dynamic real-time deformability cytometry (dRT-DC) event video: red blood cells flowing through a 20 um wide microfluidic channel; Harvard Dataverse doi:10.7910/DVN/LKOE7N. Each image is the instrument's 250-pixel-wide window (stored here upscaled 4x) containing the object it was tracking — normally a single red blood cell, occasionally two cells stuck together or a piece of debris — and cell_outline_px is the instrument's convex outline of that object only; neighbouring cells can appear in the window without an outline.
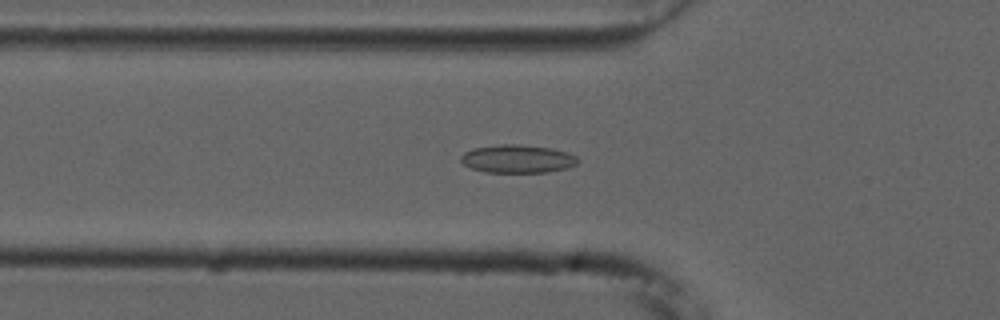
{"species": "common noctule bat (a hibernating species)", "species_latin": "Nyctalus noctula", "temperature_condition": "cold", "stored_images_in_passage": 54, "camera_frame_rate_fps": 3000, "um_per_image_px": 0.085, "animal": {"sex": "male", "forearm_length_mm": 52.5}, "frame": {"image": 1, "passage_image": 18, "time_ms": 5.667, "image_size_px": [1000, 320], "cell_outline_px": [[580, 160], [576, 164], [568, 168], [548, 172], [484, 172], [472, 168], [464, 164], [460, 160], [460, 156], [464, 152], [472, 148], [500, 144], [516, 144], [552, 148], [568, 152], [576, 156]], "centroid_in_image_um": [44.0, 13.5], "position_along_channel_um": 81.8, "area_um2": 19.31}}
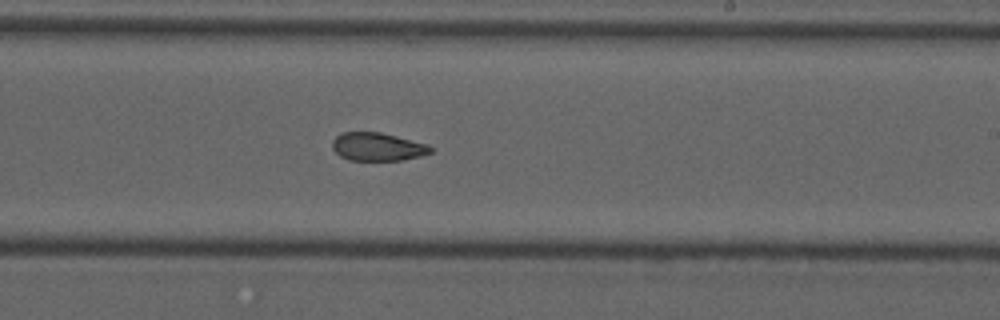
{"frame": {"image": 2, "passage_image": 32, "time_ms": 10.333, "image_size_px": [1000, 320], "cell_outline_px": [[432, 152], [420, 156], [400, 160], [348, 160], [340, 156], [332, 148], [332, 140], [340, 132], [380, 132], [428, 144], [432, 148]], "centroid_in_image_um": [32.06, 12.47], "position_along_channel_um": 256.9, "area_um2": 16.13}}
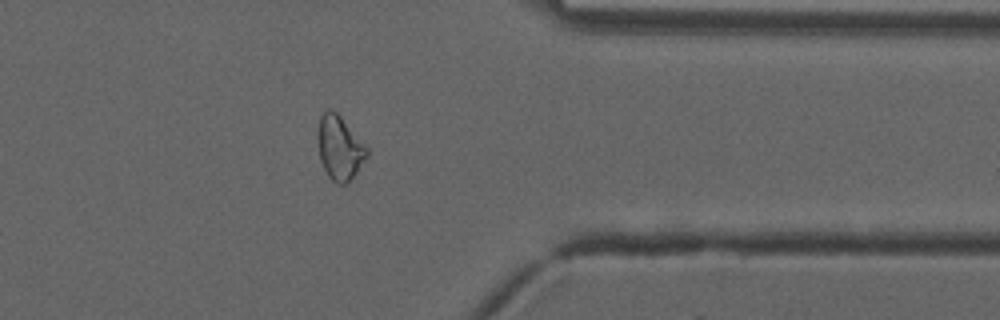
{"frame": {"image": 3, "passage_image": 43, "time_ms": 14.0, "image_size_px": [1000, 320], "cell_outline_px": [[368, 156], [352, 180], [344, 184], [336, 184], [328, 176], [320, 160], [316, 136], [320, 116], [328, 108], [332, 108], [340, 116], [368, 148]], "centroid_in_image_um": [28.85, 12.58], "position_along_channel_um": 382.5, "area_um2": 18.55}, "authors_computed_cell_mechanics": {"area_um2": 18.8428, "velocity_mm_per_s": 3.7452, "shape_relaxation_time_tau1_ms": null, "shape_relaxation_time_tau2_ms": 2.8952, "deformation_change_tau1": null, "deformation_change_tau2": 0.0851}}